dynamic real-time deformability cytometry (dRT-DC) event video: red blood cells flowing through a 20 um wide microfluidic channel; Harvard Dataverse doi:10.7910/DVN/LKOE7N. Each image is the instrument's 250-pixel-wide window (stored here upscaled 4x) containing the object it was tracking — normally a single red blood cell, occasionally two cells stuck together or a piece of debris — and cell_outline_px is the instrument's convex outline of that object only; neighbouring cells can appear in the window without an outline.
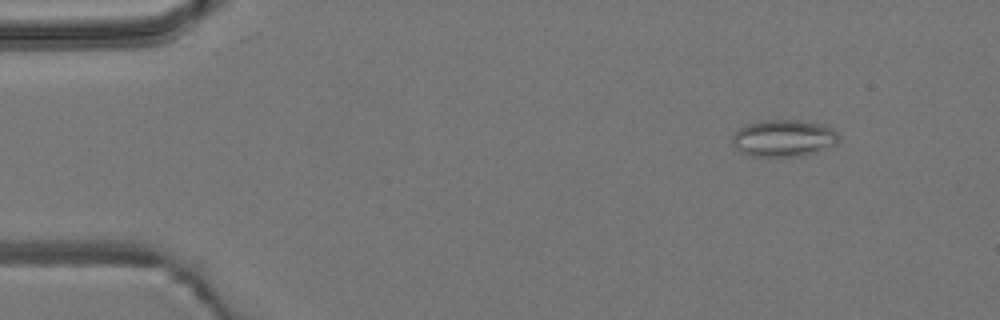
{"species": "common noctule bat (a hibernating species)", "species_latin": "Nyctalus noctula", "temperature_condition": "room temperature", "stored_images_in_passage": 4, "camera_frame_rate_fps": 3000, "um_per_image_px": 0.085, "animal": {"sex": "male", "body_mass_g": 19.2, "forearm_length_mm": 51.8}, "frame": {"image": 1, "passage_image": 2, "time_ms": 0.333, "image_size_px": [1000, 320], "cell_outline_px": [[840, 136], [836, 144], [816, 152], [804, 156], [748, 156], [740, 152], [732, 144], [732, 136], [740, 128], [748, 124], [768, 120], [796, 120], [820, 124], [832, 128]], "centroid_in_image_um": [66.61, 11.76], "position_along_channel_um": 18.4, "area_um2": 22.83}}